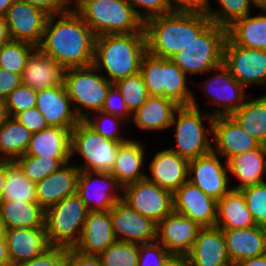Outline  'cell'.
<instances>
[{"label": "cell", "instance_id": "cell-1", "mask_svg": "<svg viewBox=\"0 0 266 266\" xmlns=\"http://www.w3.org/2000/svg\"><path fill=\"white\" fill-rule=\"evenodd\" d=\"M95 37L73 10L48 16L37 48L64 69L88 67L94 61Z\"/></svg>", "mask_w": 266, "mask_h": 266}, {"label": "cell", "instance_id": "cell-2", "mask_svg": "<svg viewBox=\"0 0 266 266\" xmlns=\"http://www.w3.org/2000/svg\"><path fill=\"white\" fill-rule=\"evenodd\" d=\"M211 23L206 13L171 12L144 23L147 52L170 59Z\"/></svg>", "mask_w": 266, "mask_h": 266}, {"label": "cell", "instance_id": "cell-3", "mask_svg": "<svg viewBox=\"0 0 266 266\" xmlns=\"http://www.w3.org/2000/svg\"><path fill=\"white\" fill-rule=\"evenodd\" d=\"M146 52L145 32L101 35L95 37L93 65L105 71L108 75L103 76L114 84L138 73Z\"/></svg>", "mask_w": 266, "mask_h": 266}, {"label": "cell", "instance_id": "cell-4", "mask_svg": "<svg viewBox=\"0 0 266 266\" xmlns=\"http://www.w3.org/2000/svg\"><path fill=\"white\" fill-rule=\"evenodd\" d=\"M74 2V11L96 37L145 32L144 22L127 0H74Z\"/></svg>", "mask_w": 266, "mask_h": 266}, {"label": "cell", "instance_id": "cell-5", "mask_svg": "<svg viewBox=\"0 0 266 266\" xmlns=\"http://www.w3.org/2000/svg\"><path fill=\"white\" fill-rule=\"evenodd\" d=\"M197 104L193 97L190 106H179L170 125H175L176 146L169 149L188 161L210 153L213 148L209 136L214 117L208 112H201ZM203 119L207 120L209 127L204 126Z\"/></svg>", "mask_w": 266, "mask_h": 266}, {"label": "cell", "instance_id": "cell-6", "mask_svg": "<svg viewBox=\"0 0 266 266\" xmlns=\"http://www.w3.org/2000/svg\"><path fill=\"white\" fill-rule=\"evenodd\" d=\"M140 74L149 96H162L179 106H190L195 94L187 87V75L171 60L146 52L141 60Z\"/></svg>", "mask_w": 266, "mask_h": 266}, {"label": "cell", "instance_id": "cell-7", "mask_svg": "<svg viewBox=\"0 0 266 266\" xmlns=\"http://www.w3.org/2000/svg\"><path fill=\"white\" fill-rule=\"evenodd\" d=\"M227 28L210 23L191 43L170 59L186 74L213 72L223 63Z\"/></svg>", "mask_w": 266, "mask_h": 266}, {"label": "cell", "instance_id": "cell-8", "mask_svg": "<svg viewBox=\"0 0 266 266\" xmlns=\"http://www.w3.org/2000/svg\"><path fill=\"white\" fill-rule=\"evenodd\" d=\"M99 72L94 65L65 69L64 85L79 120H85L90 114L101 111L113 85Z\"/></svg>", "mask_w": 266, "mask_h": 266}, {"label": "cell", "instance_id": "cell-9", "mask_svg": "<svg viewBox=\"0 0 266 266\" xmlns=\"http://www.w3.org/2000/svg\"><path fill=\"white\" fill-rule=\"evenodd\" d=\"M88 209L75 193L45 209V232L50 246L73 248L78 242Z\"/></svg>", "mask_w": 266, "mask_h": 266}, {"label": "cell", "instance_id": "cell-10", "mask_svg": "<svg viewBox=\"0 0 266 266\" xmlns=\"http://www.w3.org/2000/svg\"><path fill=\"white\" fill-rule=\"evenodd\" d=\"M121 142L103 137L84 120H80L71 131V156H82L84 164L76 167L80 171L111 173Z\"/></svg>", "mask_w": 266, "mask_h": 266}, {"label": "cell", "instance_id": "cell-11", "mask_svg": "<svg viewBox=\"0 0 266 266\" xmlns=\"http://www.w3.org/2000/svg\"><path fill=\"white\" fill-rule=\"evenodd\" d=\"M122 200L157 224L173 211V194L147 178L122 188Z\"/></svg>", "mask_w": 266, "mask_h": 266}, {"label": "cell", "instance_id": "cell-12", "mask_svg": "<svg viewBox=\"0 0 266 266\" xmlns=\"http://www.w3.org/2000/svg\"><path fill=\"white\" fill-rule=\"evenodd\" d=\"M223 64L245 88L249 85L266 87V51L233 44L228 38L223 49Z\"/></svg>", "mask_w": 266, "mask_h": 266}, {"label": "cell", "instance_id": "cell-13", "mask_svg": "<svg viewBox=\"0 0 266 266\" xmlns=\"http://www.w3.org/2000/svg\"><path fill=\"white\" fill-rule=\"evenodd\" d=\"M219 158L220 155L211 151L188 162V181L216 201L232 189L228 162L222 164Z\"/></svg>", "mask_w": 266, "mask_h": 266}, {"label": "cell", "instance_id": "cell-14", "mask_svg": "<svg viewBox=\"0 0 266 266\" xmlns=\"http://www.w3.org/2000/svg\"><path fill=\"white\" fill-rule=\"evenodd\" d=\"M121 188L123 186L111 173L80 171L77 179V194L89 212L110 211L122 199L118 193L123 190Z\"/></svg>", "mask_w": 266, "mask_h": 266}, {"label": "cell", "instance_id": "cell-15", "mask_svg": "<svg viewBox=\"0 0 266 266\" xmlns=\"http://www.w3.org/2000/svg\"><path fill=\"white\" fill-rule=\"evenodd\" d=\"M214 71L219 73L204 80V86L201 87L204 93L210 95V103L216 106L208 113L212 117L231 116L247 100L245 87L232 76L223 63L214 68Z\"/></svg>", "mask_w": 266, "mask_h": 266}, {"label": "cell", "instance_id": "cell-16", "mask_svg": "<svg viewBox=\"0 0 266 266\" xmlns=\"http://www.w3.org/2000/svg\"><path fill=\"white\" fill-rule=\"evenodd\" d=\"M110 218L117 241L134 244L157 241L158 224L135 211L122 199L110 210Z\"/></svg>", "mask_w": 266, "mask_h": 266}, {"label": "cell", "instance_id": "cell-17", "mask_svg": "<svg viewBox=\"0 0 266 266\" xmlns=\"http://www.w3.org/2000/svg\"><path fill=\"white\" fill-rule=\"evenodd\" d=\"M49 14L28 2L15 0L5 15L12 40L39 46Z\"/></svg>", "mask_w": 266, "mask_h": 266}, {"label": "cell", "instance_id": "cell-18", "mask_svg": "<svg viewBox=\"0 0 266 266\" xmlns=\"http://www.w3.org/2000/svg\"><path fill=\"white\" fill-rule=\"evenodd\" d=\"M213 137V138H212ZM212 151L229 161L236 155L259 148L262 144L246 133L232 116L214 117L212 124Z\"/></svg>", "mask_w": 266, "mask_h": 266}, {"label": "cell", "instance_id": "cell-19", "mask_svg": "<svg viewBox=\"0 0 266 266\" xmlns=\"http://www.w3.org/2000/svg\"><path fill=\"white\" fill-rule=\"evenodd\" d=\"M202 227L190 218L172 211L157 226V241L174 257H185Z\"/></svg>", "mask_w": 266, "mask_h": 266}, {"label": "cell", "instance_id": "cell-20", "mask_svg": "<svg viewBox=\"0 0 266 266\" xmlns=\"http://www.w3.org/2000/svg\"><path fill=\"white\" fill-rule=\"evenodd\" d=\"M216 210L217 201L188 180L173 193V211L201 227L216 226Z\"/></svg>", "mask_w": 266, "mask_h": 266}, {"label": "cell", "instance_id": "cell-21", "mask_svg": "<svg viewBox=\"0 0 266 266\" xmlns=\"http://www.w3.org/2000/svg\"><path fill=\"white\" fill-rule=\"evenodd\" d=\"M36 108L41 112L49 126L72 131L80 121L75 115L65 85L38 90Z\"/></svg>", "mask_w": 266, "mask_h": 266}, {"label": "cell", "instance_id": "cell-22", "mask_svg": "<svg viewBox=\"0 0 266 266\" xmlns=\"http://www.w3.org/2000/svg\"><path fill=\"white\" fill-rule=\"evenodd\" d=\"M185 258L190 266H231L223 229L216 226L202 227Z\"/></svg>", "mask_w": 266, "mask_h": 266}, {"label": "cell", "instance_id": "cell-23", "mask_svg": "<svg viewBox=\"0 0 266 266\" xmlns=\"http://www.w3.org/2000/svg\"><path fill=\"white\" fill-rule=\"evenodd\" d=\"M116 241L110 211L88 212L80 238L73 249L86 255H99Z\"/></svg>", "mask_w": 266, "mask_h": 266}, {"label": "cell", "instance_id": "cell-24", "mask_svg": "<svg viewBox=\"0 0 266 266\" xmlns=\"http://www.w3.org/2000/svg\"><path fill=\"white\" fill-rule=\"evenodd\" d=\"M188 160L170 149L157 152L150 161L146 178L172 194L188 180Z\"/></svg>", "mask_w": 266, "mask_h": 266}, {"label": "cell", "instance_id": "cell-25", "mask_svg": "<svg viewBox=\"0 0 266 266\" xmlns=\"http://www.w3.org/2000/svg\"><path fill=\"white\" fill-rule=\"evenodd\" d=\"M5 239L10 266L31 260L50 247L45 227L5 229Z\"/></svg>", "mask_w": 266, "mask_h": 266}, {"label": "cell", "instance_id": "cell-26", "mask_svg": "<svg viewBox=\"0 0 266 266\" xmlns=\"http://www.w3.org/2000/svg\"><path fill=\"white\" fill-rule=\"evenodd\" d=\"M80 170L70 162L63 164L48 177L36 183L37 203L44 209L77 193Z\"/></svg>", "mask_w": 266, "mask_h": 266}, {"label": "cell", "instance_id": "cell-27", "mask_svg": "<svg viewBox=\"0 0 266 266\" xmlns=\"http://www.w3.org/2000/svg\"><path fill=\"white\" fill-rule=\"evenodd\" d=\"M231 263L266 254V228L223 229Z\"/></svg>", "mask_w": 266, "mask_h": 266}, {"label": "cell", "instance_id": "cell-28", "mask_svg": "<svg viewBox=\"0 0 266 266\" xmlns=\"http://www.w3.org/2000/svg\"><path fill=\"white\" fill-rule=\"evenodd\" d=\"M64 73L65 69L61 65L36 48L27 59L21 75V83L37 91L62 86Z\"/></svg>", "mask_w": 266, "mask_h": 266}, {"label": "cell", "instance_id": "cell-29", "mask_svg": "<svg viewBox=\"0 0 266 266\" xmlns=\"http://www.w3.org/2000/svg\"><path fill=\"white\" fill-rule=\"evenodd\" d=\"M229 173H231L240 184L231 186L233 190L253 186L265 182L263 176L266 173V146L249 150L234 156L228 161Z\"/></svg>", "mask_w": 266, "mask_h": 266}, {"label": "cell", "instance_id": "cell-30", "mask_svg": "<svg viewBox=\"0 0 266 266\" xmlns=\"http://www.w3.org/2000/svg\"><path fill=\"white\" fill-rule=\"evenodd\" d=\"M145 146L138 140L129 139L119 145L114 168L111 172L118 182L125 186L146 178L143 167Z\"/></svg>", "mask_w": 266, "mask_h": 266}, {"label": "cell", "instance_id": "cell-31", "mask_svg": "<svg viewBox=\"0 0 266 266\" xmlns=\"http://www.w3.org/2000/svg\"><path fill=\"white\" fill-rule=\"evenodd\" d=\"M25 155L71 158V130L49 126L33 133Z\"/></svg>", "mask_w": 266, "mask_h": 266}, {"label": "cell", "instance_id": "cell-32", "mask_svg": "<svg viewBox=\"0 0 266 266\" xmlns=\"http://www.w3.org/2000/svg\"><path fill=\"white\" fill-rule=\"evenodd\" d=\"M259 15L251 14L233 22L227 28V38L235 45L266 51V6Z\"/></svg>", "mask_w": 266, "mask_h": 266}, {"label": "cell", "instance_id": "cell-33", "mask_svg": "<svg viewBox=\"0 0 266 266\" xmlns=\"http://www.w3.org/2000/svg\"><path fill=\"white\" fill-rule=\"evenodd\" d=\"M257 226L240 190L231 189L217 201L216 227L243 229Z\"/></svg>", "mask_w": 266, "mask_h": 266}, {"label": "cell", "instance_id": "cell-34", "mask_svg": "<svg viewBox=\"0 0 266 266\" xmlns=\"http://www.w3.org/2000/svg\"><path fill=\"white\" fill-rule=\"evenodd\" d=\"M179 107L173 100L162 96H149L132 114V122L140 129L162 130L169 128Z\"/></svg>", "mask_w": 266, "mask_h": 266}, {"label": "cell", "instance_id": "cell-35", "mask_svg": "<svg viewBox=\"0 0 266 266\" xmlns=\"http://www.w3.org/2000/svg\"><path fill=\"white\" fill-rule=\"evenodd\" d=\"M0 218L5 229L45 227V209L37 202L2 201Z\"/></svg>", "mask_w": 266, "mask_h": 266}, {"label": "cell", "instance_id": "cell-36", "mask_svg": "<svg viewBox=\"0 0 266 266\" xmlns=\"http://www.w3.org/2000/svg\"><path fill=\"white\" fill-rule=\"evenodd\" d=\"M249 135L266 146V94L247 101L231 115Z\"/></svg>", "mask_w": 266, "mask_h": 266}, {"label": "cell", "instance_id": "cell-37", "mask_svg": "<svg viewBox=\"0 0 266 266\" xmlns=\"http://www.w3.org/2000/svg\"><path fill=\"white\" fill-rule=\"evenodd\" d=\"M32 133L13 117L0 126V160L15 161L25 155Z\"/></svg>", "mask_w": 266, "mask_h": 266}, {"label": "cell", "instance_id": "cell-38", "mask_svg": "<svg viewBox=\"0 0 266 266\" xmlns=\"http://www.w3.org/2000/svg\"><path fill=\"white\" fill-rule=\"evenodd\" d=\"M3 201L37 202L36 183L30 181L15 161L6 160Z\"/></svg>", "mask_w": 266, "mask_h": 266}, {"label": "cell", "instance_id": "cell-39", "mask_svg": "<svg viewBox=\"0 0 266 266\" xmlns=\"http://www.w3.org/2000/svg\"><path fill=\"white\" fill-rule=\"evenodd\" d=\"M219 3L220 10L211 8V4L207 9V15L212 23L228 28L233 22L240 18L252 14L251 5L259 8L254 0H215Z\"/></svg>", "mask_w": 266, "mask_h": 266}, {"label": "cell", "instance_id": "cell-40", "mask_svg": "<svg viewBox=\"0 0 266 266\" xmlns=\"http://www.w3.org/2000/svg\"><path fill=\"white\" fill-rule=\"evenodd\" d=\"M71 158H53L23 155L15 162L23 170L24 175L32 182L37 183L55 172Z\"/></svg>", "mask_w": 266, "mask_h": 266}, {"label": "cell", "instance_id": "cell-41", "mask_svg": "<svg viewBox=\"0 0 266 266\" xmlns=\"http://www.w3.org/2000/svg\"><path fill=\"white\" fill-rule=\"evenodd\" d=\"M36 49L32 44L11 40L0 47V68L19 74L23 73L27 59Z\"/></svg>", "mask_w": 266, "mask_h": 266}, {"label": "cell", "instance_id": "cell-42", "mask_svg": "<svg viewBox=\"0 0 266 266\" xmlns=\"http://www.w3.org/2000/svg\"><path fill=\"white\" fill-rule=\"evenodd\" d=\"M114 84L121 91L126 107L131 114L137 111L149 97L148 90L140 72L120 79Z\"/></svg>", "mask_w": 266, "mask_h": 266}, {"label": "cell", "instance_id": "cell-43", "mask_svg": "<svg viewBox=\"0 0 266 266\" xmlns=\"http://www.w3.org/2000/svg\"><path fill=\"white\" fill-rule=\"evenodd\" d=\"M98 256L103 266H137L139 244L116 241Z\"/></svg>", "mask_w": 266, "mask_h": 266}, {"label": "cell", "instance_id": "cell-44", "mask_svg": "<svg viewBox=\"0 0 266 266\" xmlns=\"http://www.w3.org/2000/svg\"><path fill=\"white\" fill-rule=\"evenodd\" d=\"M92 114H95L93 116ZM87 118H85V122L97 133L101 134L103 137L111 139L115 142H127L130 138H124L120 134L119 127L124 124L126 121L120 117L104 113L102 111H98L96 113H92ZM98 114V115H96ZM91 116V118H90ZM98 117V118H97ZM111 124V125H110ZM109 127H108V126Z\"/></svg>", "mask_w": 266, "mask_h": 266}, {"label": "cell", "instance_id": "cell-45", "mask_svg": "<svg viewBox=\"0 0 266 266\" xmlns=\"http://www.w3.org/2000/svg\"><path fill=\"white\" fill-rule=\"evenodd\" d=\"M257 226L266 228V182L240 190Z\"/></svg>", "mask_w": 266, "mask_h": 266}, {"label": "cell", "instance_id": "cell-46", "mask_svg": "<svg viewBox=\"0 0 266 266\" xmlns=\"http://www.w3.org/2000/svg\"><path fill=\"white\" fill-rule=\"evenodd\" d=\"M36 98L37 90L21 83L5 98L8 116L36 107Z\"/></svg>", "mask_w": 266, "mask_h": 266}, {"label": "cell", "instance_id": "cell-47", "mask_svg": "<svg viewBox=\"0 0 266 266\" xmlns=\"http://www.w3.org/2000/svg\"><path fill=\"white\" fill-rule=\"evenodd\" d=\"M174 256L158 241L139 244L137 266H167Z\"/></svg>", "mask_w": 266, "mask_h": 266}, {"label": "cell", "instance_id": "cell-48", "mask_svg": "<svg viewBox=\"0 0 266 266\" xmlns=\"http://www.w3.org/2000/svg\"><path fill=\"white\" fill-rule=\"evenodd\" d=\"M137 16L145 23L147 20L171 13V6L169 0H127ZM137 7L143 10V13L138 11Z\"/></svg>", "mask_w": 266, "mask_h": 266}, {"label": "cell", "instance_id": "cell-49", "mask_svg": "<svg viewBox=\"0 0 266 266\" xmlns=\"http://www.w3.org/2000/svg\"><path fill=\"white\" fill-rule=\"evenodd\" d=\"M101 111L120 117L127 123H130V121L132 120V114L126 107L121 91L118 89V87H116L115 84L110 87Z\"/></svg>", "mask_w": 266, "mask_h": 266}, {"label": "cell", "instance_id": "cell-50", "mask_svg": "<svg viewBox=\"0 0 266 266\" xmlns=\"http://www.w3.org/2000/svg\"><path fill=\"white\" fill-rule=\"evenodd\" d=\"M66 248L50 246L41 255L22 262L18 266H65Z\"/></svg>", "mask_w": 266, "mask_h": 266}, {"label": "cell", "instance_id": "cell-51", "mask_svg": "<svg viewBox=\"0 0 266 266\" xmlns=\"http://www.w3.org/2000/svg\"><path fill=\"white\" fill-rule=\"evenodd\" d=\"M13 118L24 125L32 134L49 127L46 119L36 107L17 113Z\"/></svg>", "mask_w": 266, "mask_h": 266}, {"label": "cell", "instance_id": "cell-52", "mask_svg": "<svg viewBox=\"0 0 266 266\" xmlns=\"http://www.w3.org/2000/svg\"><path fill=\"white\" fill-rule=\"evenodd\" d=\"M43 9L49 15L61 14L73 11L70 7L74 0H21Z\"/></svg>", "mask_w": 266, "mask_h": 266}, {"label": "cell", "instance_id": "cell-53", "mask_svg": "<svg viewBox=\"0 0 266 266\" xmlns=\"http://www.w3.org/2000/svg\"><path fill=\"white\" fill-rule=\"evenodd\" d=\"M65 266H103L98 255H86L66 248Z\"/></svg>", "mask_w": 266, "mask_h": 266}, {"label": "cell", "instance_id": "cell-54", "mask_svg": "<svg viewBox=\"0 0 266 266\" xmlns=\"http://www.w3.org/2000/svg\"><path fill=\"white\" fill-rule=\"evenodd\" d=\"M172 12L207 13L210 0H169Z\"/></svg>", "mask_w": 266, "mask_h": 266}, {"label": "cell", "instance_id": "cell-55", "mask_svg": "<svg viewBox=\"0 0 266 266\" xmlns=\"http://www.w3.org/2000/svg\"><path fill=\"white\" fill-rule=\"evenodd\" d=\"M21 84V76L0 68V97L5 99Z\"/></svg>", "mask_w": 266, "mask_h": 266}, {"label": "cell", "instance_id": "cell-56", "mask_svg": "<svg viewBox=\"0 0 266 266\" xmlns=\"http://www.w3.org/2000/svg\"><path fill=\"white\" fill-rule=\"evenodd\" d=\"M231 266H266V254L238 262H233Z\"/></svg>", "mask_w": 266, "mask_h": 266}, {"label": "cell", "instance_id": "cell-57", "mask_svg": "<svg viewBox=\"0 0 266 266\" xmlns=\"http://www.w3.org/2000/svg\"><path fill=\"white\" fill-rule=\"evenodd\" d=\"M11 40L12 38L7 26L6 17L0 16V47Z\"/></svg>", "mask_w": 266, "mask_h": 266}, {"label": "cell", "instance_id": "cell-58", "mask_svg": "<svg viewBox=\"0 0 266 266\" xmlns=\"http://www.w3.org/2000/svg\"><path fill=\"white\" fill-rule=\"evenodd\" d=\"M0 266H10V259L5 237L0 241Z\"/></svg>", "mask_w": 266, "mask_h": 266}, {"label": "cell", "instance_id": "cell-59", "mask_svg": "<svg viewBox=\"0 0 266 266\" xmlns=\"http://www.w3.org/2000/svg\"><path fill=\"white\" fill-rule=\"evenodd\" d=\"M6 181V160H0V203L2 200L3 187Z\"/></svg>", "mask_w": 266, "mask_h": 266}, {"label": "cell", "instance_id": "cell-60", "mask_svg": "<svg viewBox=\"0 0 266 266\" xmlns=\"http://www.w3.org/2000/svg\"><path fill=\"white\" fill-rule=\"evenodd\" d=\"M8 117L9 116L6 110L5 99L0 97V126L5 122Z\"/></svg>", "mask_w": 266, "mask_h": 266}, {"label": "cell", "instance_id": "cell-61", "mask_svg": "<svg viewBox=\"0 0 266 266\" xmlns=\"http://www.w3.org/2000/svg\"><path fill=\"white\" fill-rule=\"evenodd\" d=\"M167 266H190L185 257H174Z\"/></svg>", "mask_w": 266, "mask_h": 266}, {"label": "cell", "instance_id": "cell-62", "mask_svg": "<svg viewBox=\"0 0 266 266\" xmlns=\"http://www.w3.org/2000/svg\"><path fill=\"white\" fill-rule=\"evenodd\" d=\"M15 0H0V16H5L9 7Z\"/></svg>", "mask_w": 266, "mask_h": 266}, {"label": "cell", "instance_id": "cell-63", "mask_svg": "<svg viewBox=\"0 0 266 266\" xmlns=\"http://www.w3.org/2000/svg\"><path fill=\"white\" fill-rule=\"evenodd\" d=\"M5 237V228L3 225V221L0 218V241Z\"/></svg>", "mask_w": 266, "mask_h": 266}, {"label": "cell", "instance_id": "cell-64", "mask_svg": "<svg viewBox=\"0 0 266 266\" xmlns=\"http://www.w3.org/2000/svg\"><path fill=\"white\" fill-rule=\"evenodd\" d=\"M258 6H266V0H254Z\"/></svg>", "mask_w": 266, "mask_h": 266}]
</instances>
